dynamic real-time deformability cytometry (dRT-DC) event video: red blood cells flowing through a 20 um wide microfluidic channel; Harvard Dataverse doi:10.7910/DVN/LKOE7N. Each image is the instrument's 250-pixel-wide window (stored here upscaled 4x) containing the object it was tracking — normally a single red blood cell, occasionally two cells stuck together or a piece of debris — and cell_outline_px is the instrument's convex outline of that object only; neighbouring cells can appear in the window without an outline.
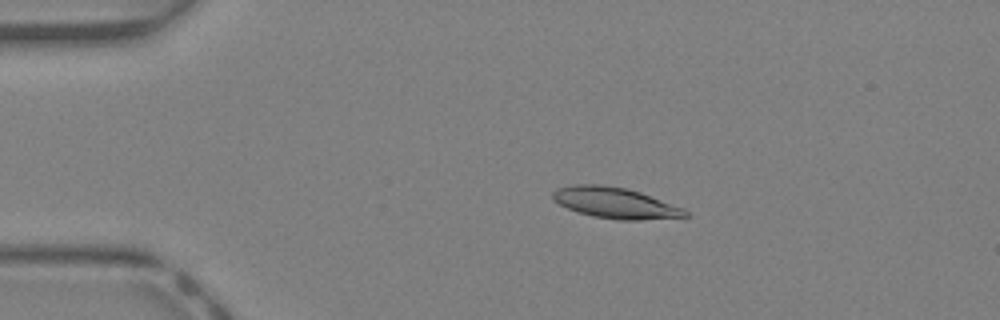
{"species": "Egyptian fruit bat (a non-hibernating species)", "species_latin": "Rousettus aegyptiacus", "temperature_condition": "warm", "stored_images_in_passage": 42, "camera_frame_rate_fps": 3000, "um_per_image_px": 0.085, "animal": {"sex": "female"}, "frame": {"image": 1, "passage_image": 9, "time_ms": 2.667, "image_size_px": [1000, 320], "cell_outline_px": [[688, 216], [640, 220], [620, 220], [592, 216], [568, 208], [552, 200], [552, 192], [556, 188], [572, 184], [596, 184], [628, 188], [640, 192], [684, 208], [688, 212]], "centroid_in_image_um": [52.27, 17.23], "position_along_channel_um": 32.7, "area_um2": 23.81}}
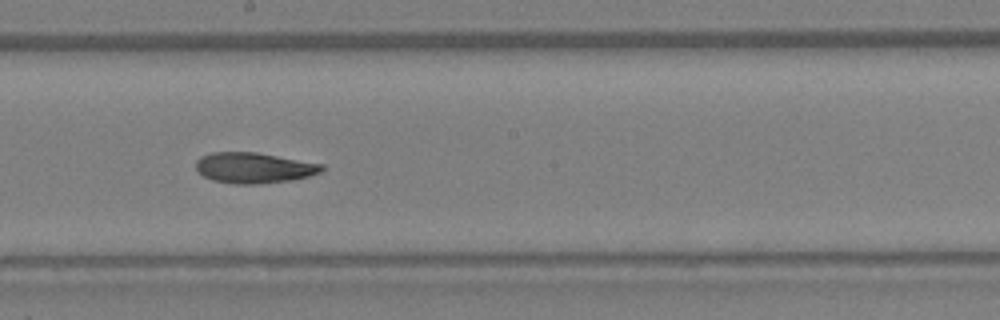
{"frame": {"image": 2, "passage_image": 24, "time_ms": 7.667, "image_size_px": [1000, 320], "cell_outline_px": [[324, 168], [320, 172], [308, 176], [292, 180], [260, 184], [236, 184], [212, 180], [204, 176], [196, 168], [196, 160], [200, 156], [212, 152], [256, 152], [324, 164]], "centroid_in_image_um": [21.58, 14.26], "position_along_channel_um": 226.6, "area_um2": 22.48}}
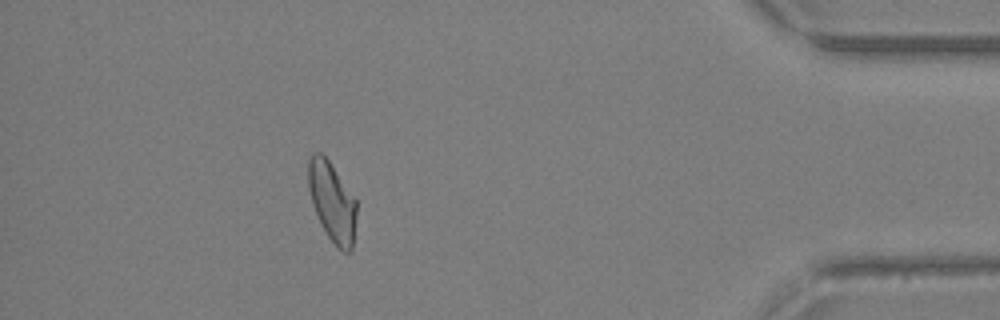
{"frame": {"image": 3, "passage_image": 38, "time_ms": 12.333, "image_size_px": [1000, 320], "cell_outline_px": [[356, 216], [352, 252], [344, 252], [336, 248], [328, 236], [312, 204], [308, 188], [308, 160], [312, 152], [320, 152], [328, 160], [356, 200]], "centroid_in_image_um": [28.23, 17.17], "position_along_channel_um": 407.0, "area_um2": 22.14}, "authors_computed_cell_mechanics": {"area_um2": 22.7154, "velocity_mm_per_s": 4.9322, "shape_relaxation_time_tau1_ms": 11.1565, "shape_relaxation_time_tau2_ms": null, "deformation_change_tau1": 0.3022, "deformation_change_tau2": null}}